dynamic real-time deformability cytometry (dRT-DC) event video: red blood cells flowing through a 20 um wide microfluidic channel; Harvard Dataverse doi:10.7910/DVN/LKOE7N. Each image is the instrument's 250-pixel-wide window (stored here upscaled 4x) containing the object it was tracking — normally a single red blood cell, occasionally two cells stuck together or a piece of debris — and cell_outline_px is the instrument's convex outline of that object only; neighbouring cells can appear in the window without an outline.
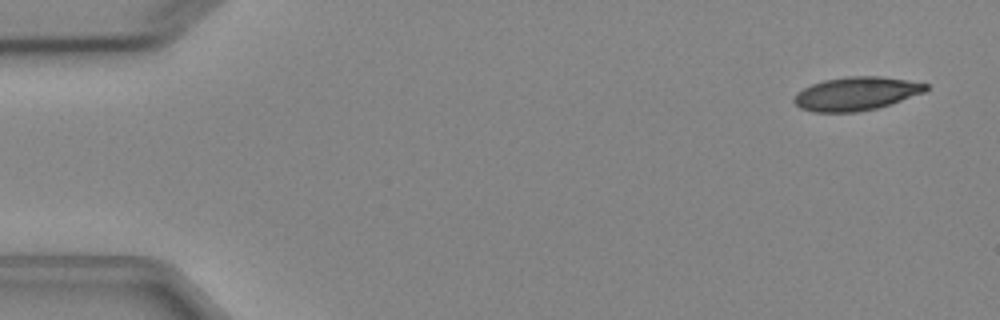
{"species": "Egyptian fruit bat (a non-hibernating species)", "species_latin": "Rousettus aegyptiacus", "temperature_condition": "cold", "stored_images_in_passage": 5, "camera_frame_rate_fps": 3000, "um_per_image_px": 0.085, "animal": {"sex": "female"}, "frame": {"image": 1, "passage_image": 1, "time_ms": 0.0, "image_size_px": [1000, 320], "cell_outline_px": [[928, 88], [924, 92], [876, 108], [856, 112], [812, 112], [800, 108], [792, 100], [796, 92], [812, 84], [824, 80], [848, 76], [880, 76], [908, 80], [928, 84]], "centroid_in_image_um": [72.73, 7.95], "position_along_channel_um": 12.3, "area_um2": 25.55}}
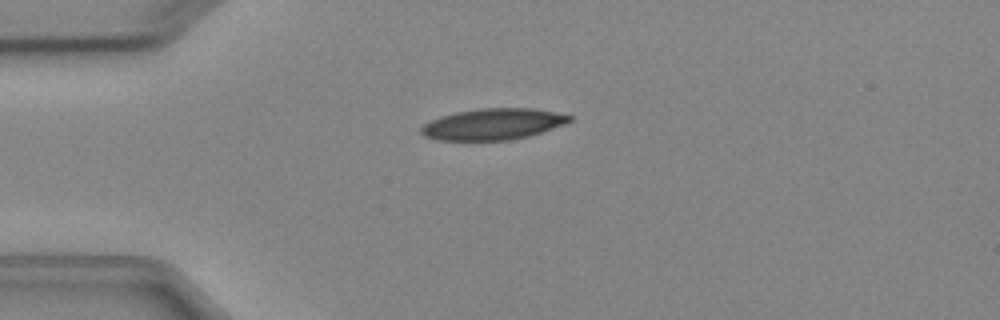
{"frame": {"image": 2, "passage_image": 4, "time_ms": 3.333, "image_size_px": [1000, 320], "cell_outline_px": [[572, 120], [564, 124], [528, 136], [508, 140], [436, 140], [424, 136], [420, 132], [420, 128], [424, 124], [440, 116], [456, 112], [480, 108], [532, 108], [572, 116]], "centroid_in_image_um": [41.86, 10.55], "position_along_channel_um": 43.1, "area_um2": 26.76}}